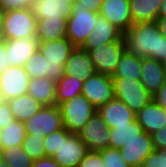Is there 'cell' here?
<instances>
[{"instance_id":"obj_1","label":"cell","mask_w":166,"mask_h":167,"mask_svg":"<svg viewBox=\"0 0 166 167\" xmlns=\"http://www.w3.org/2000/svg\"><path fill=\"white\" fill-rule=\"evenodd\" d=\"M126 51L140 58L166 60V38L163 37L156 21L133 24L123 33Z\"/></svg>"},{"instance_id":"obj_2","label":"cell","mask_w":166,"mask_h":167,"mask_svg":"<svg viewBox=\"0 0 166 167\" xmlns=\"http://www.w3.org/2000/svg\"><path fill=\"white\" fill-rule=\"evenodd\" d=\"M74 48L67 38L39 43L38 50L47 60V79L57 82L64 75V65Z\"/></svg>"},{"instance_id":"obj_3","label":"cell","mask_w":166,"mask_h":167,"mask_svg":"<svg viewBox=\"0 0 166 167\" xmlns=\"http://www.w3.org/2000/svg\"><path fill=\"white\" fill-rule=\"evenodd\" d=\"M98 15V12L74 4L72 14L67 19L66 38L75 47H81L94 31Z\"/></svg>"},{"instance_id":"obj_4","label":"cell","mask_w":166,"mask_h":167,"mask_svg":"<svg viewBox=\"0 0 166 167\" xmlns=\"http://www.w3.org/2000/svg\"><path fill=\"white\" fill-rule=\"evenodd\" d=\"M36 23L31 7L4 11V40L36 38Z\"/></svg>"},{"instance_id":"obj_5","label":"cell","mask_w":166,"mask_h":167,"mask_svg":"<svg viewBox=\"0 0 166 167\" xmlns=\"http://www.w3.org/2000/svg\"><path fill=\"white\" fill-rule=\"evenodd\" d=\"M63 127L71 133H78L87 121L97 112V109L82 94L58 105Z\"/></svg>"},{"instance_id":"obj_6","label":"cell","mask_w":166,"mask_h":167,"mask_svg":"<svg viewBox=\"0 0 166 167\" xmlns=\"http://www.w3.org/2000/svg\"><path fill=\"white\" fill-rule=\"evenodd\" d=\"M114 97L121 100L135 115L150 101L152 95L140 81L128 79H112Z\"/></svg>"},{"instance_id":"obj_7","label":"cell","mask_w":166,"mask_h":167,"mask_svg":"<svg viewBox=\"0 0 166 167\" xmlns=\"http://www.w3.org/2000/svg\"><path fill=\"white\" fill-rule=\"evenodd\" d=\"M87 147L78 133H71L67 128L60 129V146L52 158L61 167H78L87 153Z\"/></svg>"},{"instance_id":"obj_8","label":"cell","mask_w":166,"mask_h":167,"mask_svg":"<svg viewBox=\"0 0 166 167\" xmlns=\"http://www.w3.org/2000/svg\"><path fill=\"white\" fill-rule=\"evenodd\" d=\"M125 51V42L122 37L118 41L91 49L88 53L97 73L112 76Z\"/></svg>"},{"instance_id":"obj_9","label":"cell","mask_w":166,"mask_h":167,"mask_svg":"<svg viewBox=\"0 0 166 167\" xmlns=\"http://www.w3.org/2000/svg\"><path fill=\"white\" fill-rule=\"evenodd\" d=\"M25 124L26 134L48 136L63 128L62 116L57 105L43 106Z\"/></svg>"},{"instance_id":"obj_10","label":"cell","mask_w":166,"mask_h":167,"mask_svg":"<svg viewBox=\"0 0 166 167\" xmlns=\"http://www.w3.org/2000/svg\"><path fill=\"white\" fill-rule=\"evenodd\" d=\"M88 151H100L109 148L110 129L96 112L78 132Z\"/></svg>"},{"instance_id":"obj_11","label":"cell","mask_w":166,"mask_h":167,"mask_svg":"<svg viewBox=\"0 0 166 167\" xmlns=\"http://www.w3.org/2000/svg\"><path fill=\"white\" fill-rule=\"evenodd\" d=\"M81 94L97 109L114 98L112 77L96 72L84 80Z\"/></svg>"},{"instance_id":"obj_12","label":"cell","mask_w":166,"mask_h":167,"mask_svg":"<svg viewBox=\"0 0 166 167\" xmlns=\"http://www.w3.org/2000/svg\"><path fill=\"white\" fill-rule=\"evenodd\" d=\"M30 77L24 67L10 66L0 76V92L6 101L26 94Z\"/></svg>"},{"instance_id":"obj_13","label":"cell","mask_w":166,"mask_h":167,"mask_svg":"<svg viewBox=\"0 0 166 167\" xmlns=\"http://www.w3.org/2000/svg\"><path fill=\"white\" fill-rule=\"evenodd\" d=\"M99 15L106 18L122 33L133 26L129 0H103Z\"/></svg>"},{"instance_id":"obj_14","label":"cell","mask_w":166,"mask_h":167,"mask_svg":"<svg viewBox=\"0 0 166 167\" xmlns=\"http://www.w3.org/2000/svg\"><path fill=\"white\" fill-rule=\"evenodd\" d=\"M119 150L128 165L141 167L144 160L154 151L151 135L143 132L137 139L124 144Z\"/></svg>"},{"instance_id":"obj_15","label":"cell","mask_w":166,"mask_h":167,"mask_svg":"<svg viewBox=\"0 0 166 167\" xmlns=\"http://www.w3.org/2000/svg\"><path fill=\"white\" fill-rule=\"evenodd\" d=\"M96 74L88 51L75 47L64 65V75L78 80H86Z\"/></svg>"},{"instance_id":"obj_16","label":"cell","mask_w":166,"mask_h":167,"mask_svg":"<svg viewBox=\"0 0 166 167\" xmlns=\"http://www.w3.org/2000/svg\"><path fill=\"white\" fill-rule=\"evenodd\" d=\"M123 37V33L118 30L111 22L101 15L97 17V23L94 31L81 46L82 49L89 51L99 48L103 44H109L118 41Z\"/></svg>"},{"instance_id":"obj_17","label":"cell","mask_w":166,"mask_h":167,"mask_svg":"<svg viewBox=\"0 0 166 167\" xmlns=\"http://www.w3.org/2000/svg\"><path fill=\"white\" fill-rule=\"evenodd\" d=\"M8 63L10 66L24 67L27 61L38 51L36 38L5 40Z\"/></svg>"},{"instance_id":"obj_18","label":"cell","mask_w":166,"mask_h":167,"mask_svg":"<svg viewBox=\"0 0 166 167\" xmlns=\"http://www.w3.org/2000/svg\"><path fill=\"white\" fill-rule=\"evenodd\" d=\"M97 113L109 129L113 128V125H128L135 120L136 116L121 100L115 97L98 107Z\"/></svg>"},{"instance_id":"obj_19","label":"cell","mask_w":166,"mask_h":167,"mask_svg":"<svg viewBox=\"0 0 166 167\" xmlns=\"http://www.w3.org/2000/svg\"><path fill=\"white\" fill-rule=\"evenodd\" d=\"M140 82L153 95L165 83L166 77L163 65L153 58H142Z\"/></svg>"},{"instance_id":"obj_20","label":"cell","mask_w":166,"mask_h":167,"mask_svg":"<svg viewBox=\"0 0 166 167\" xmlns=\"http://www.w3.org/2000/svg\"><path fill=\"white\" fill-rule=\"evenodd\" d=\"M135 119L144 132L152 134L166 126V111L152 100L136 114Z\"/></svg>"},{"instance_id":"obj_21","label":"cell","mask_w":166,"mask_h":167,"mask_svg":"<svg viewBox=\"0 0 166 167\" xmlns=\"http://www.w3.org/2000/svg\"><path fill=\"white\" fill-rule=\"evenodd\" d=\"M31 10L36 19L42 18H66L73 11V5L59 0H34Z\"/></svg>"},{"instance_id":"obj_22","label":"cell","mask_w":166,"mask_h":167,"mask_svg":"<svg viewBox=\"0 0 166 167\" xmlns=\"http://www.w3.org/2000/svg\"><path fill=\"white\" fill-rule=\"evenodd\" d=\"M66 18L37 19L36 39L39 43L66 38Z\"/></svg>"},{"instance_id":"obj_23","label":"cell","mask_w":166,"mask_h":167,"mask_svg":"<svg viewBox=\"0 0 166 167\" xmlns=\"http://www.w3.org/2000/svg\"><path fill=\"white\" fill-rule=\"evenodd\" d=\"M56 81L46 77L30 79L27 93L41 105H56Z\"/></svg>"},{"instance_id":"obj_24","label":"cell","mask_w":166,"mask_h":167,"mask_svg":"<svg viewBox=\"0 0 166 167\" xmlns=\"http://www.w3.org/2000/svg\"><path fill=\"white\" fill-rule=\"evenodd\" d=\"M7 103L10 106L14 118L23 123L34 116L43 107V105L28 93L12 98L8 100Z\"/></svg>"},{"instance_id":"obj_25","label":"cell","mask_w":166,"mask_h":167,"mask_svg":"<svg viewBox=\"0 0 166 167\" xmlns=\"http://www.w3.org/2000/svg\"><path fill=\"white\" fill-rule=\"evenodd\" d=\"M130 13L134 24L153 22L158 18L161 0H129Z\"/></svg>"},{"instance_id":"obj_26","label":"cell","mask_w":166,"mask_h":167,"mask_svg":"<svg viewBox=\"0 0 166 167\" xmlns=\"http://www.w3.org/2000/svg\"><path fill=\"white\" fill-rule=\"evenodd\" d=\"M143 132L136 119L128 125H113L110 129L109 148L120 149L124 144L137 139Z\"/></svg>"},{"instance_id":"obj_27","label":"cell","mask_w":166,"mask_h":167,"mask_svg":"<svg viewBox=\"0 0 166 167\" xmlns=\"http://www.w3.org/2000/svg\"><path fill=\"white\" fill-rule=\"evenodd\" d=\"M141 65L142 58L125 51L111 77L112 79L140 81L142 72Z\"/></svg>"},{"instance_id":"obj_28","label":"cell","mask_w":166,"mask_h":167,"mask_svg":"<svg viewBox=\"0 0 166 167\" xmlns=\"http://www.w3.org/2000/svg\"><path fill=\"white\" fill-rule=\"evenodd\" d=\"M25 136V124L19 120H13L8 126L0 129V150L14 145L21 147Z\"/></svg>"},{"instance_id":"obj_29","label":"cell","mask_w":166,"mask_h":167,"mask_svg":"<svg viewBox=\"0 0 166 167\" xmlns=\"http://www.w3.org/2000/svg\"><path fill=\"white\" fill-rule=\"evenodd\" d=\"M84 81L63 75L57 82L56 105L78 96L82 92Z\"/></svg>"},{"instance_id":"obj_30","label":"cell","mask_w":166,"mask_h":167,"mask_svg":"<svg viewBox=\"0 0 166 167\" xmlns=\"http://www.w3.org/2000/svg\"><path fill=\"white\" fill-rule=\"evenodd\" d=\"M0 157L10 167H31L33 160L20 146L0 150Z\"/></svg>"},{"instance_id":"obj_31","label":"cell","mask_w":166,"mask_h":167,"mask_svg":"<svg viewBox=\"0 0 166 167\" xmlns=\"http://www.w3.org/2000/svg\"><path fill=\"white\" fill-rule=\"evenodd\" d=\"M44 138L42 135L34 134H26L25 136L21 147L33 161L45 157Z\"/></svg>"},{"instance_id":"obj_32","label":"cell","mask_w":166,"mask_h":167,"mask_svg":"<svg viewBox=\"0 0 166 167\" xmlns=\"http://www.w3.org/2000/svg\"><path fill=\"white\" fill-rule=\"evenodd\" d=\"M24 69L29 75L30 79L45 77L48 72L47 60L38 50L27 61Z\"/></svg>"},{"instance_id":"obj_33","label":"cell","mask_w":166,"mask_h":167,"mask_svg":"<svg viewBox=\"0 0 166 167\" xmlns=\"http://www.w3.org/2000/svg\"><path fill=\"white\" fill-rule=\"evenodd\" d=\"M104 163V167H131L123 159L119 149L105 148L98 151Z\"/></svg>"},{"instance_id":"obj_34","label":"cell","mask_w":166,"mask_h":167,"mask_svg":"<svg viewBox=\"0 0 166 167\" xmlns=\"http://www.w3.org/2000/svg\"><path fill=\"white\" fill-rule=\"evenodd\" d=\"M60 146V129L44 138L45 157H52Z\"/></svg>"},{"instance_id":"obj_35","label":"cell","mask_w":166,"mask_h":167,"mask_svg":"<svg viewBox=\"0 0 166 167\" xmlns=\"http://www.w3.org/2000/svg\"><path fill=\"white\" fill-rule=\"evenodd\" d=\"M78 167H104L101 154L98 151H87Z\"/></svg>"},{"instance_id":"obj_36","label":"cell","mask_w":166,"mask_h":167,"mask_svg":"<svg viewBox=\"0 0 166 167\" xmlns=\"http://www.w3.org/2000/svg\"><path fill=\"white\" fill-rule=\"evenodd\" d=\"M34 0H0V9L3 11L31 7Z\"/></svg>"},{"instance_id":"obj_37","label":"cell","mask_w":166,"mask_h":167,"mask_svg":"<svg viewBox=\"0 0 166 167\" xmlns=\"http://www.w3.org/2000/svg\"><path fill=\"white\" fill-rule=\"evenodd\" d=\"M15 120L7 101L0 105V129L8 126Z\"/></svg>"},{"instance_id":"obj_38","label":"cell","mask_w":166,"mask_h":167,"mask_svg":"<svg viewBox=\"0 0 166 167\" xmlns=\"http://www.w3.org/2000/svg\"><path fill=\"white\" fill-rule=\"evenodd\" d=\"M154 150L166 148V126L150 134Z\"/></svg>"},{"instance_id":"obj_39","label":"cell","mask_w":166,"mask_h":167,"mask_svg":"<svg viewBox=\"0 0 166 167\" xmlns=\"http://www.w3.org/2000/svg\"><path fill=\"white\" fill-rule=\"evenodd\" d=\"M141 167H163L162 165V149L154 150L144 160Z\"/></svg>"},{"instance_id":"obj_40","label":"cell","mask_w":166,"mask_h":167,"mask_svg":"<svg viewBox=\"0 0 166 167\" xmlns=\"http://www.w3.org/2000/svg\"><path fill=\"white\" fill-rule=\"evenodd\" d=\"M152 100L166 111V80L162 87L152 95Z\"/></svg>"},{"instance_id":"obj_41","label":"cell","mask_w":166,"mask_h":167,"mask_svg":"<svg viewBox=\"0 0 166 167\" xmlns=\"http://www.w3.org/2000/svg\"><path fill=\"white\" fill-rule=\"evenodd\" d=\"M8 67H10V64L8 63L5 40H2L0 41V76Z\"/></svg>"},{"instance_id":"obj_42","label":"cell","mask_w":166,"mask_h":167,"mask_svg":"<svg viewBox=\"0 0 166 167\" xmlns=\"http://www.w3.org/2000/svg\"><path fill=\"white\" fill-rule=\"evenodd\" d=\"M31 167H61L52 157L46 156L32 162Z\"/></svg>"},{"instance_id":"obj_43","label":"cell","mask_w":166,"mask_h":167,"mask_svg":"<svg viewBox=\"0 0 166 167\" xmlns=\"http://www.w3.org/2000/svg\"><path fill=\"white\" fill-rule=\"evenodd\" d=\"M102 2L103 0H78L77 4L86 7L87 10L99 13Z\"/></svg>"},{"instance_id":"obj_44","label":"cell","mask_w":166,"mask_h":167,"mask_svg":"<svg viewBox=\"0 0 166 167\" xmlns=\"http://www.w3.org/2000/svg\"><path fill=\"white\" fill-rule=\"evenodd\" d=\"M156 23L163 37L166 38V18H157Z\"/></svg>"},{"instance_id":"obj_45","label":"cell","mask_w":166,"mask_h":167,"mask_svg":"<svg viewBox=\"0 0 166 167\" xmlns=\"http://www.w3.org/2000/svg\"><path fill=\"white\" fill-rule=\"evenodd\" d=\"M4 40V11L0 9V41Z\"/></svg>"},{"instance_id":"obj_46","label":"cell","mask_w":166,"mask_h":167,"mask_svg":"<svg viewBox=\"0 0 166 167\" xmlns=\"http://www.w3.org/2000/svg\"><path fill=\"white\" fill-rule=\"evenodd\" d=\"M159 7L158 18H166V0H161Z\"/></svg>"},{"instance_id":"obj_47","label":"cell","mask_w":166,"mask_h":167,"mask_svg":"<svg viewBox=\"0 0 166 167\" xmlns=\"http://www.w3.org/2000/svg\"><path fill=\"white\" fill-rule=\"evenodd\" d=\"M162 165L166 167V148L162 149Z\"/></svg>"},{"instance_id":"obj_48","label":"cell","mask_w":166,"mask_h":167,"mask_svg":"<svg viewBox=\"0 0 166 167\" xmlns=\"http://www.w3.org/2000/svg\"><path fill=\"white\" fill-rule=\"evenodd\" d=\"M6 102L4 95L0 92V105L4 104Z\"/></svg>"},{"instance_id":"obj_49","label":"cell","mask_w":166,"mask_h":167,"mask_svg":"<svg viewBox=\"0 0 166 167\" xmlns=\"http://www.w3.org/2000/svg\"><path fill=\"white\" fill-rule=\"evenodd\" d=\"M59 1H65V2H67V3H69V4L74 5V4L77 3L78 0H59Z\"/></svg>"},{"instance_id":"obj_50","label":"cell","mask_w":166,"mask_h":167,"mask_svg":"<svg viewBox=\"0 0 166 167\" xmlns=\"http://www.w3.org/2000/svg\"><path fill=\"white\" fill-rule=\"evenodd\" d=\"M0 167H10V166L0 159Z\"/></svg>"},{"instance_id":"obj_51","label":"cell","mask_w":166,"mask_h":167,"mask_svg":"<svg viewBox=\"0 0 166 167\" xmlns=\"http://www.w3.org/2000/svg\"><path fill=\"white\" fill-rule=\"evenodd\" d=\"M162 65H163V70L165 72V77H166V60L162 62Z\"/></svg>"}]
</instances>
